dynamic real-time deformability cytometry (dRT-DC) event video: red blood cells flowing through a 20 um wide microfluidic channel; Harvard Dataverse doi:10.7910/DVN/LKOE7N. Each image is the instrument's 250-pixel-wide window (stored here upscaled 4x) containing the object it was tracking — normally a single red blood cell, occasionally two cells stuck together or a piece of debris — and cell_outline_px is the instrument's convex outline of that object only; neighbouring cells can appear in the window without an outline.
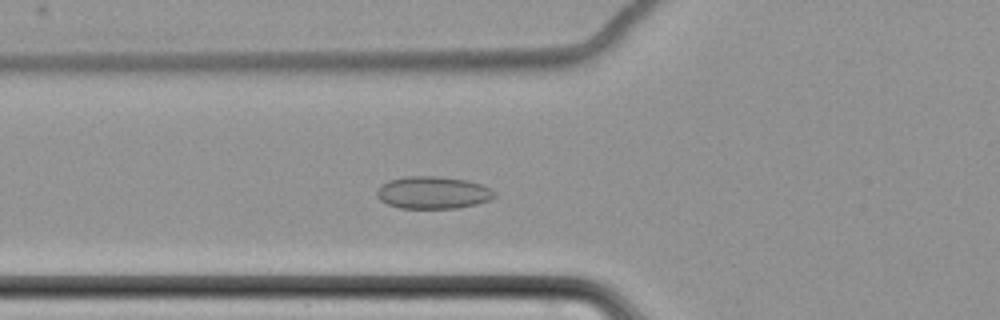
{"species": "common noctule bat (a hibernating species)", "species_latin": "Nyctalus noctula", "temperature_condition": "cold", "stored_images_in_passage": 7, "camera_frame_rate_fps": 3000, "um_per_image_px": 0.085, "animal": {"sex": "female", "body_mass_g": 22.7, "forearm_length_mm": 54.2}, "frame": {"image": 1, "passage_image": 7, "time_ms": 7.333, "image_size_px": [1000, 320], "cell_outline_px": [[496, 196], [488, 200], [476, 204], [456, 208], [400, 208], [388, 204], [380, 200], [376, 196], [376, 192], [388, 180], [404, 176], [436, 176], [468, 180], [492, 188], [496, 192]], "centroid_in_image_um": [36.82, 16.36], "position_along_channel_um": 89.0, "area_um2": 22.2}}